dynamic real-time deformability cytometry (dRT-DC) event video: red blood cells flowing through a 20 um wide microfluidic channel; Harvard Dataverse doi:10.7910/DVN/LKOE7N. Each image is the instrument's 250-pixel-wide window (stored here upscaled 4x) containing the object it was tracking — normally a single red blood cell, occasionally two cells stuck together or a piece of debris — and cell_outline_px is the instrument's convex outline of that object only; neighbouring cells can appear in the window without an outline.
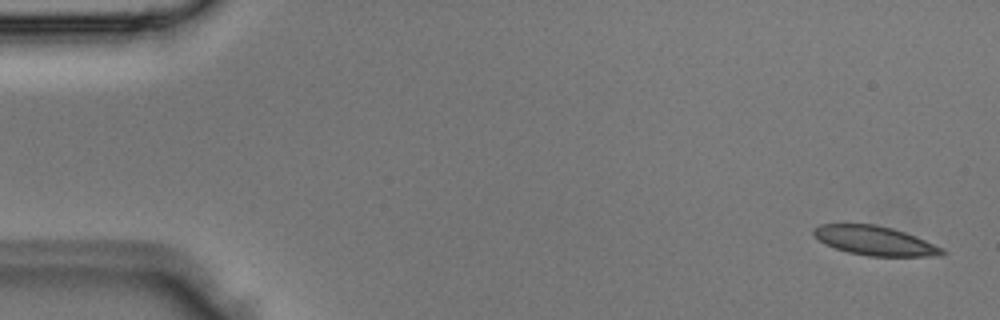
{"species": "Egyptian fruit bat (a non-hibernating species)", "species_latin": "Rousettus aegyptiacus", "temperature_condition": "room temperature", "stored_images_in_passage": 3, "camera_frame_rate_fps": 3000, "um_per_image_px": 0.085, "animal": {"sex": "male"}, "frame": {"image": 1, "passage_image": 1, "time_ms": 0.0, "image_size_px": [1000, 320], "cell_outline_px": [[948, 252], [940, 256], [868, 256], [848, 252], [824, 244], [812, 232], [812, 228], [820, 224], [876, 224], [892, 228], [916, 236], [944, 248]], "centroid_in_image_um": [74.39, 20.46], "position_along_channel_um": 10.6, "area_um2": 21.96}}
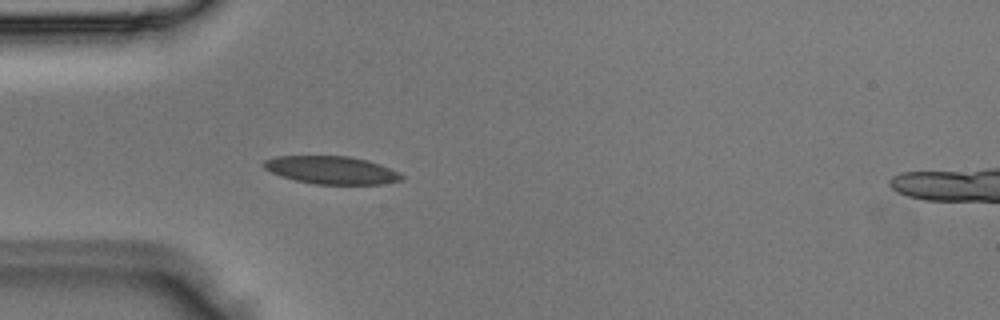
{"frame": {"image": 2, "passage_image": 3, "time_ms": 0.667, "image_size_px": [1000, 320], "cell_outline_px": [[404, 176], [400, 180], [380, 184], [316, 184], [296, 180], [280, 176], [264, 168], [260, 164], [264, 160], [276, 156], [348, 156], [368, 160], [380, 164], [400, 172]], "centroid_in_image_um": [28.16, 14.45], "position_along_channel_um": 56.8, "area_um2": 22.37}}